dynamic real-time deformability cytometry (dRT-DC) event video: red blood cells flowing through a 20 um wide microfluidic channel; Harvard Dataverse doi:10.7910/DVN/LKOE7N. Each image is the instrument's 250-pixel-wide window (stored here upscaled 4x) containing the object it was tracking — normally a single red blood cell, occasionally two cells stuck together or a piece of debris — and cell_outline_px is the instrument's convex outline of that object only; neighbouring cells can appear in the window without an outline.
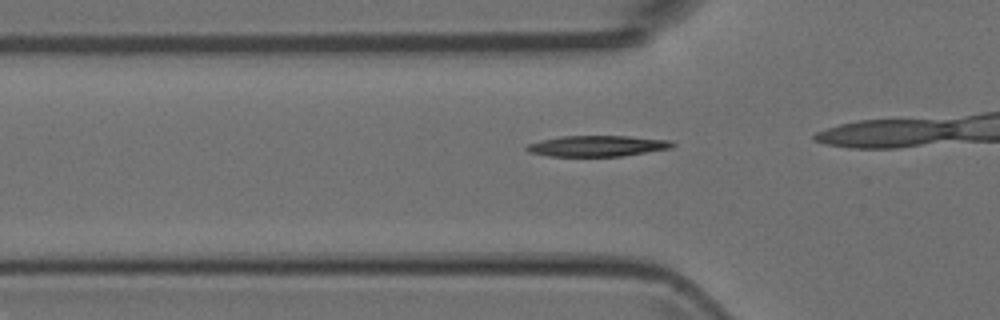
{"species": "Egyptian fruit bat (a non-hibernating species)", "species_latin": "Rousettus aegyptiacus", "temperature_condition": "room temperature", "stored_images_in_passage": 13, "camera_frame_rate_fps": 3000, "um_per_image_px": 0.085, "animal": {"sex": "female"}, "frame": {"image": 1, "passage_image": 9, "time_ms": 2.667, "image_size_px": [1000, 320], "cell_outline_px": [[676, 144], [672, 148], [620, 156], [548, 156], [528, 152], [524, 148], [528, 144], [540, 140], [560, 136], [628, 136], [672, 140]], "centroid_in_image_um": [50.76, 12.4], "position_along_channel_um": 75.0, "area_um2": 17.8}}
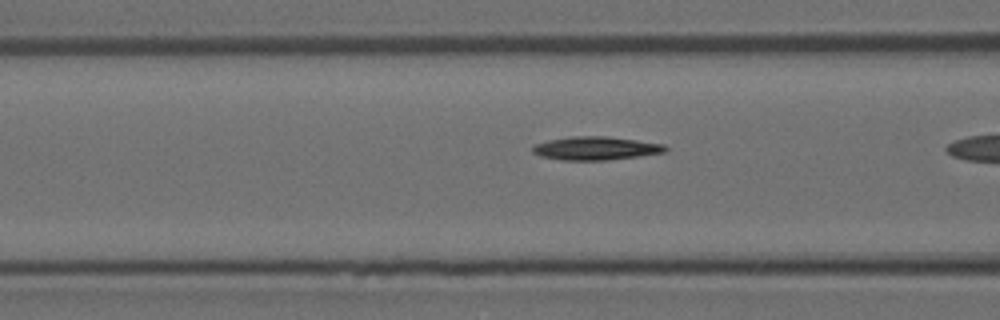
{"frame": {"image": 2, "passage_image": 12, "time_ms": 3.667, "image_size_px": [1000, 320], "cell_outline_px": [[668, 148], [664, 152], [640, 156], [608, 160], [560, 160], [540, 156], [532, 152], [532, 148], [536, 144], [548, 140], [572, 136], [608, 136], [664, 144]], "centroid_in_image_um": [50.63, 12.6], "position_along_channel_um": 116.0, "area_um2": 18.09}}